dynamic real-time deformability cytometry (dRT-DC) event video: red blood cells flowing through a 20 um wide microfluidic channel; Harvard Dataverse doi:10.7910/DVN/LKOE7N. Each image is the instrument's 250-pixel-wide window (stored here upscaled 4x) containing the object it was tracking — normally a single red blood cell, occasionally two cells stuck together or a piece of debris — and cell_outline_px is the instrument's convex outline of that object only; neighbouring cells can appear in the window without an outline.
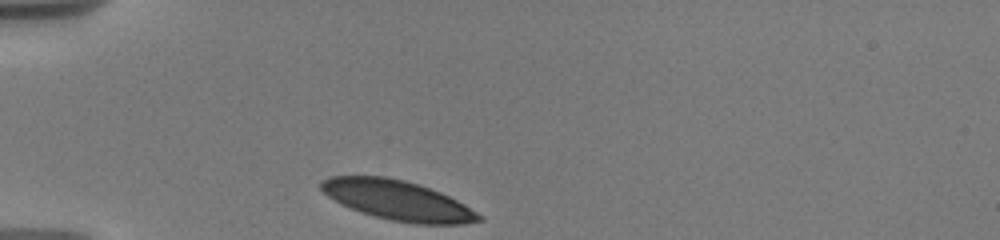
{"species": "human", "species_latin": "Homo sapiens", "temperature_condition": "warm", "stored_images_in_passage": 17, "camera_frame_rate_fps": 3000, "um_per_image_px": 0.085, "donor": {"sex": "male"}, "frame": {"image": 1, "passage_image": 1, "time_ms": 0.0, "image_size_px": [1000, 240], "cell_outline_px": [[484, 220], [464, 224], [416, 224], [392, 220], [360, 212], [328, 196], [320, 188], [320, 180], [328, 176], [384, 176], [404, 180], [420, 184], [440, 192], [464, 204], [484, 216]], "centroid_in_image_um": [33.83, 17.02], "position_along_channel_um": 51.2, "area_um2": 36.36}}
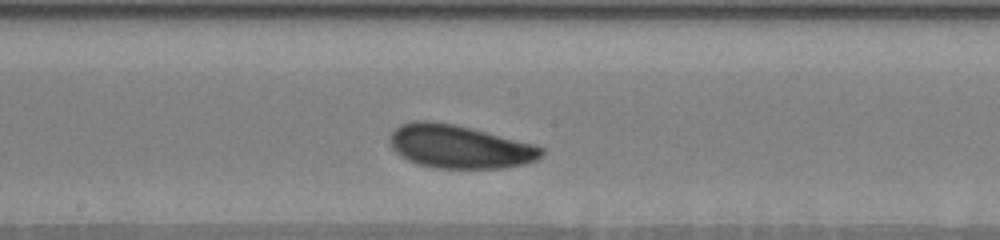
{"frame": {"image": 2, "passage_image": 10, "time_ms": 5.0, "image_size_px": [1000, 240], "cell_outline_px": [[544, 152], [536, 160], [528, 164], [500, 168], [436, 168], [420, 164], [408, 160], [400, 156], [392, 148], [388, 140], [388, 136], [400, 124], [416, 120], [432, 120], [456, 124], [536, 144], [544, 148]], "centroid_in_image_um": [39.05, 12.45], "position_along_channel_um": 209.1, "area_um2": 38.67}}
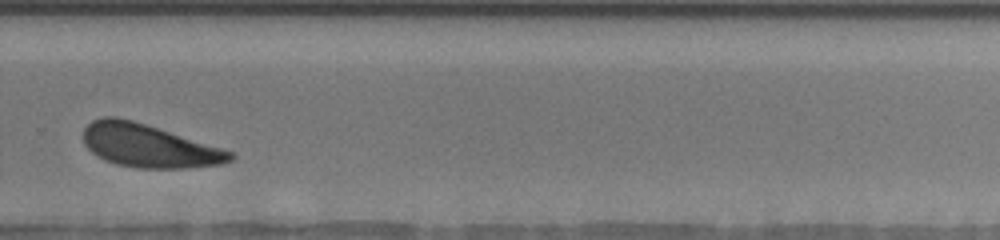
{"frame": {"image": 3, "passage_image": 16, "time_ms": 8.0, "image_size_px": [1000, 240], "cell_outline_px": [[236, 156], [232, 160], [220, 164], [188, 168], [136, 168], [116, 164], [104, 160], [92, 152], [84, 144], [84, 128], [92, 120], [104, 116], [116, 116], [132, 120], [236, 152]], "centroid_in_image_um": [12.66, 12.39], "position_along_channel_um": 317.1, "area_um2": 36.93}}